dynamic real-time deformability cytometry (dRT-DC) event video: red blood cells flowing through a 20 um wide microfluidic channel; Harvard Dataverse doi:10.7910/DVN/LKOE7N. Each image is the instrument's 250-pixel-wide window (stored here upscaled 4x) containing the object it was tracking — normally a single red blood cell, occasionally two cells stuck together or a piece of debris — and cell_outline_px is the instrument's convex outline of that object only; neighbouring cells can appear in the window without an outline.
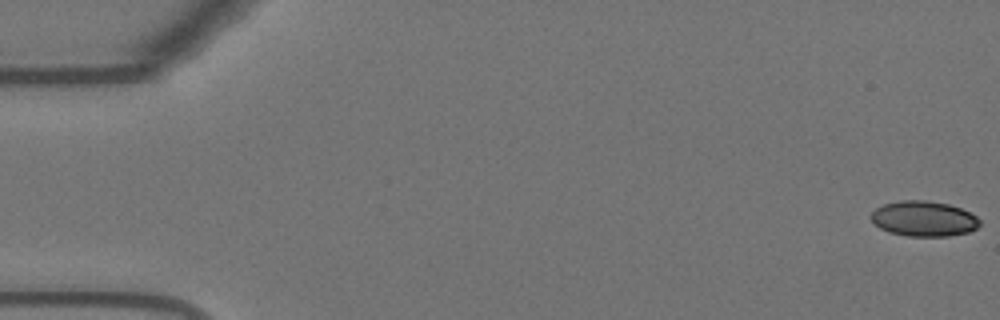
{"species": "Egyptian fruit bat (a non-hibernating species)", "species_latin": "Rousettus aegyptiacus", "temperature_condition": "warm", "stored_images_in_passage": 56, "camera_frame_rate_fps": 3000, "um_per_image_px": 0.085, "animal": {"sex": "female"}, "frame": {"image": 1, "passage_image": 1, "time_ms": 0.0, "image_size_px": [1000, 320], "cell_outline_px": [[980, 224], [976, 228], [968, 232], [948, 236], [908, 236], [888, 232], [880, 228], [868, 216], [876, 208], [884, 204], [900, 200], [924, 200], [948, 204], [960, 208], [976, 216], [980, 220]], "centroid_in_image_um": [78.5, 18.59], "position_along_channel_um": 6.5, "area_um2": 22.31}}
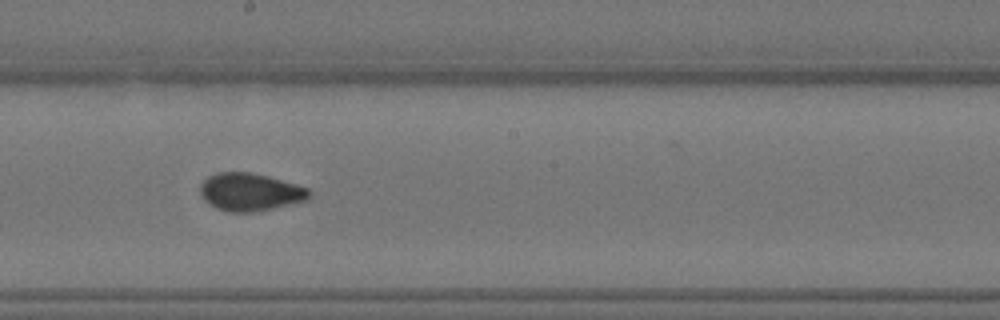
{"frame": {"image": 2, "passage_image": 31, "time_ms": 10.0, "image_size_px": [1000, 320], "cell_outline_px": [[312, 196], [308, 200], [272, 208], [252, 212], [228, 212], [216, 208], [208, 204], [204, 200], [200, 192], [200, 184], [208, 176], [220, 172], [252, 172], [268, 176], [296, 184], [308, 188], [312, 192]], "centroid_in_image_um": [21.27, 16.32], "position_along_channel_um": 226.9, "area_um2": 24.1}}
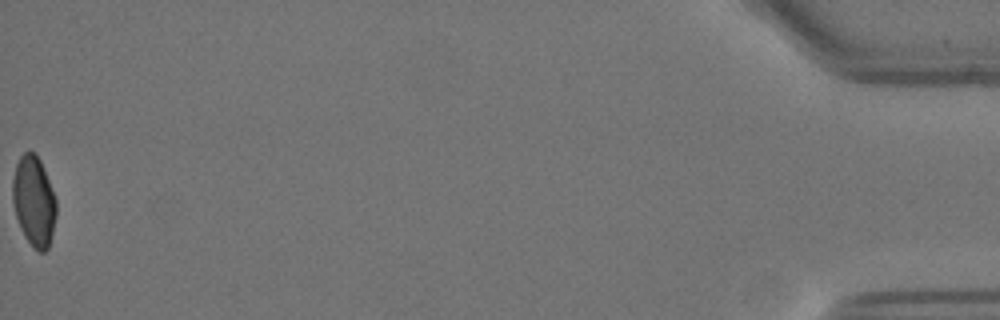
{"frame": {"image": 3, "passage_image": 56, "time_ms": 18.333, "image_size_px": [1000, 320], "cell_outline_px": [[56, 216], [48, 248], [44, 252], [40, 252], [24, 236], [16, 216], [12, 204], [12, 180], [16, 164], [20, 156], [24, 152], [36, 152], [44, 168], [56, 200]], "centroid_in_image_um": [2.87, 17.06], "position_along_channel_um": 432.3, "area_um2": 22.83}, "authors_computed_cell_mechanics": {"area_um2": 23.409, "velocity_mm_per_s": 3.6903, "shape_relaxation_time_tau1_ms": 8.9606, "shape_relaxation_time_tau2_ms": 0.968, "deformation_change_tau1": 0.1876, "deformation_change_tau2": 0.0543}}